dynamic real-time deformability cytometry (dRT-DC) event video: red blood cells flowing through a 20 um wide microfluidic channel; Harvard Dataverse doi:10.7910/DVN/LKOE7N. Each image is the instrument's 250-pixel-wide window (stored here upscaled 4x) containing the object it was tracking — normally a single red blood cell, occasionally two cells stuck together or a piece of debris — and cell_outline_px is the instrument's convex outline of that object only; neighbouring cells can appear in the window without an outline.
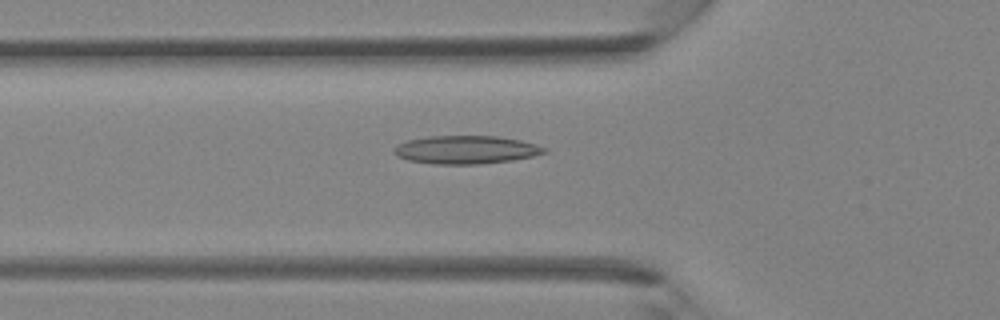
{"species": "Egyptian fruit bat (a non-hibernating species)", "species_latin": "Rousettus aegyptiacus", "temperature_condition": "room temperature", "stored_images_in_passage": 26, "camera_frame_rate_fps": 3000, "um_per_image_px": 0.085, "animal": {"sex": "female"}, "frame": {"image": 1, "passage_image": 3, "time_ms": 0.667, "image_size_px": [1000, 320], "cell_outline_px": [[548, 152], [532, 156], [512, 160], [480, 164], [432, 164], [408, 160], [396, 156], [392, 152], [392, 148], [408, 140], [428, 136], [496, 136], [520, 140], [548, 148]], "centroid_in_image_um": [39.59, 12.73], "position_along_channel_um": 86.2, "area_um2": 24.74}}
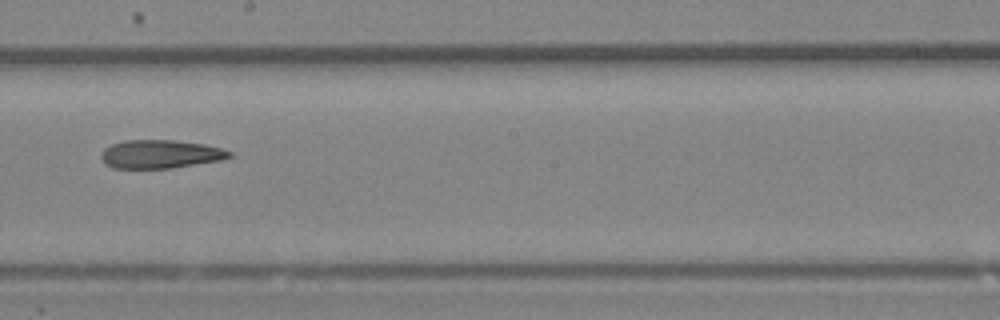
{"frame": {"image": 2, "passage_image": 12, "time_ms": 3.667, "image_size_px": [1000, 320], "cell_outline_px": [[232, 156], [220, 160], [172, 168], [112, 168], [104, 164], [100, 156], [100, 152], [104, 148], [112, 144], [124, 140], [172, 140], [204, 144], [220, 148], [232, 152]], "centroid_in_image_um": [13.58, 13.1], "position_along_channel_um": 234.6, "area_um2": 21.27}}
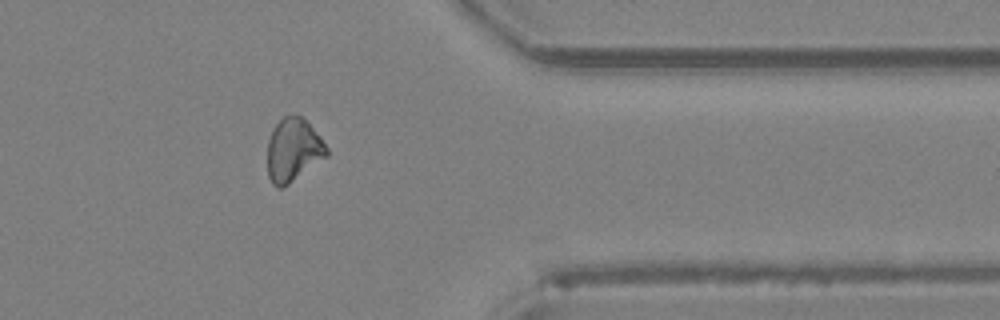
{"frame": {"image": 3, "passage_image": 22, "time_ms": 7.0, "image_size_px": [1000, 320], "cell_outline_px": [[328, 156], [284, 188], [276, 188], [272, 184], [268, 176], [268, 140], [276, 124], [284, 116], [300, 116], [320, 136], [328, 148]], "centroid_in_image_um": [24.93, 12.81], "position_along_channel_um": 386.5, "area_um2": 21.73}}